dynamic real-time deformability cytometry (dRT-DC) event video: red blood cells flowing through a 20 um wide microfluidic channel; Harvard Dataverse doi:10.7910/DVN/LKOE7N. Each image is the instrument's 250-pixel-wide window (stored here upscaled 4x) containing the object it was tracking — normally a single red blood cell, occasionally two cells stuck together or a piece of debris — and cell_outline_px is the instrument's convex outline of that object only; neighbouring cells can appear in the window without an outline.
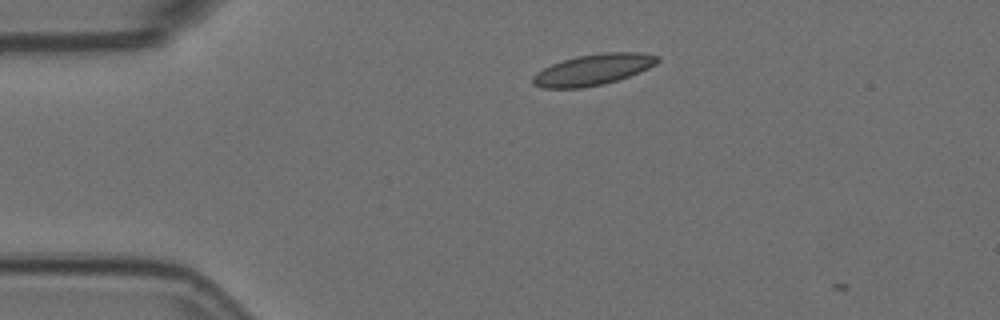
{"species": "Egyptian fruit bat (a non-hibernating species)", "species_latin": "Rousettus aegyptiacus", "temperature_condition": "room temperature", "stored_images_in_passage": 4, "camera_frame_rate_fps": 3000, "um_per_image_px": 0.085, "animal": {"sex": "female"}, "frame": {"image": 1, "passage_image": 3, "time_ms": 0.667, "image_size_px": [1000, 320], "cell_outline_px": [[660, 60], [656, 64], [640, 72], [604, 84], [580, 88], [540, 88], [532, 84], [532, 76], [536, 72], [552, 64], [576, 56], [604, 52], [640, 52], [660, 56]], "centroid_in_image_um": [50.41, 5.92], "position_along_channel_um": 34.6, "area_um2": 22.6}}